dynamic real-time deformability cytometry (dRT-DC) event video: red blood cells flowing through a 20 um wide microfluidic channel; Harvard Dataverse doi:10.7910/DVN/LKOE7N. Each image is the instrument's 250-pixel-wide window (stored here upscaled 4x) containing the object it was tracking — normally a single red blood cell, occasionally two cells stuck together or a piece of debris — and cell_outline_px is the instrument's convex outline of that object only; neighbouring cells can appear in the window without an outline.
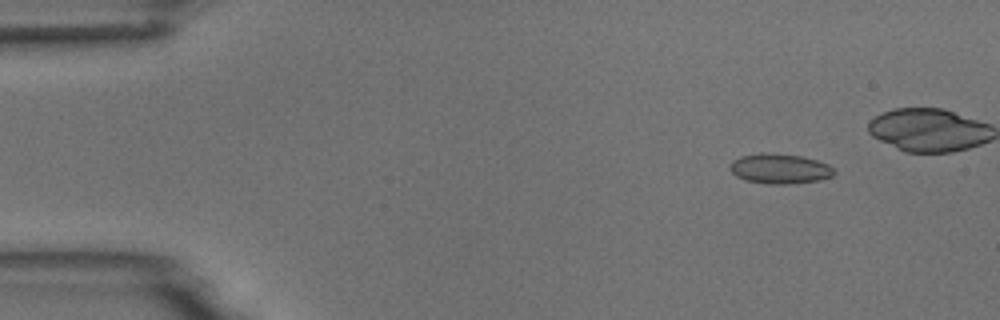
{"species": "common noctule bat (a hibernating species)", "species_latin": "Nyctalus noctula", "temperature_condition": "room temperature", "stored_images_in_passage": 7, "camera_frame_rate_fps": 3000, "um_per_image_px": 0.085, "animal": {"sex": "male", "body_mass_g": 18.8}, "frame": {"image": 1, "passage_image": 1, "time_ms": 0.0, "image_size_px": [1000, 320], "cell_outline_px": [[836, 172], [832, 176], [820, 180], [788, 184], [768, 184], [744, 180], [736, 176], [728, 168], [728, 164], [732, 160], [740, 156], [760, 152], [772, 152], [800, 156], [816, 160], [828, 164]], "centroid_in_image_um": [66.23, 14.33], "position_along_channel_um": 18.8, "area_um2": 18.5}}
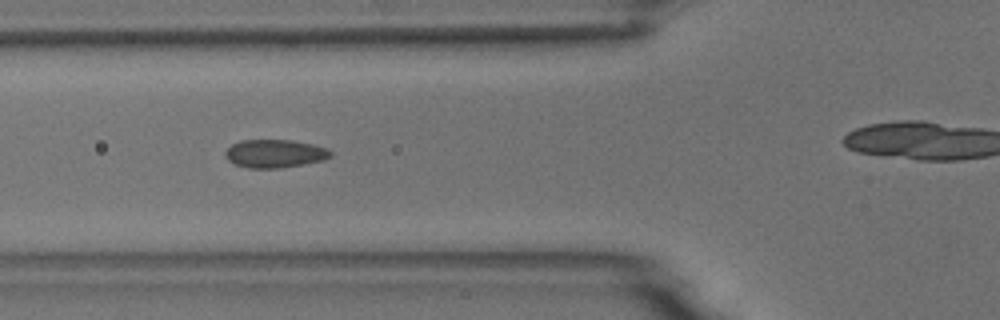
{"frame": {"image": 2, "passage_image": 5, "time_ms": 4.667, "image_size_px": [1000, 320], "cell_outline_px": [[332, 156], [324, 160], [304, 164], [280, 168], [248, 168], [236, 164], [228, 160], [224, 156], [224, 152], [232, 144], [240, 140], [292, 140], [312, 144], [328, 148], [332, 152]], "centroid_in_image_um": [23.37, 13.05], "position_along_channel_um": 102.4, "area_um2": 17.4}}